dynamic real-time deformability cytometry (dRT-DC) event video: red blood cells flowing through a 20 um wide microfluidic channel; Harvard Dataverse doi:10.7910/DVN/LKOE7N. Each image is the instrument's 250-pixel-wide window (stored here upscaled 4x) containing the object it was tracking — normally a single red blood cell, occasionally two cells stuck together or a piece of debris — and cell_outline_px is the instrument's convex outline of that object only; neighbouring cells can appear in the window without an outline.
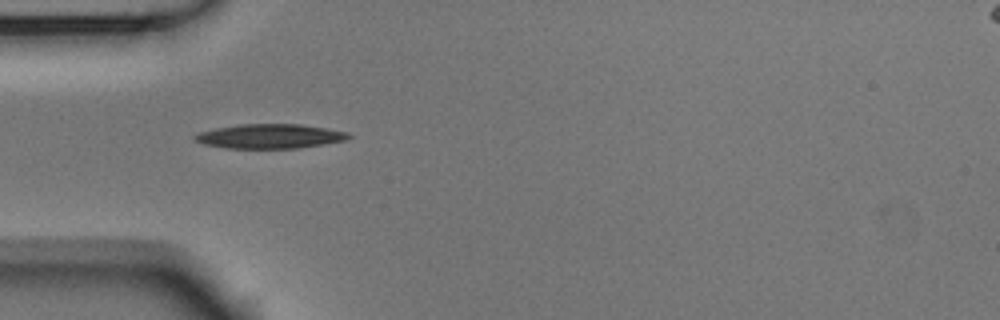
{"species": "Egyptian fruit bat (a non-hibernating species)", "species_latin": "Rousettus aegyptiacus", "temperature_condition": "room temperature", "stored_images_in_passage": 11, "camera_frame_rate_fps": 3000, "um_per_image_px": 0.085, "animal": {"sex": "male"}, "frame": {"image": 1, "passage_image": 1, "time_ms": 0.0, "image_size_px": [1000, 320], "cell_outline_px": [[352, 136], [344, 140], [300, 148], [224, 148], [204, 144], [192, 140], [192, 136], [200, 132], [216, 128], [240, 124], [300, 124], [324, 128], [344, 132]], "centroid_in_image_um": [22.85, 11.58], "position_along_channel_um": 62.1, "area_um2": 21.68}}
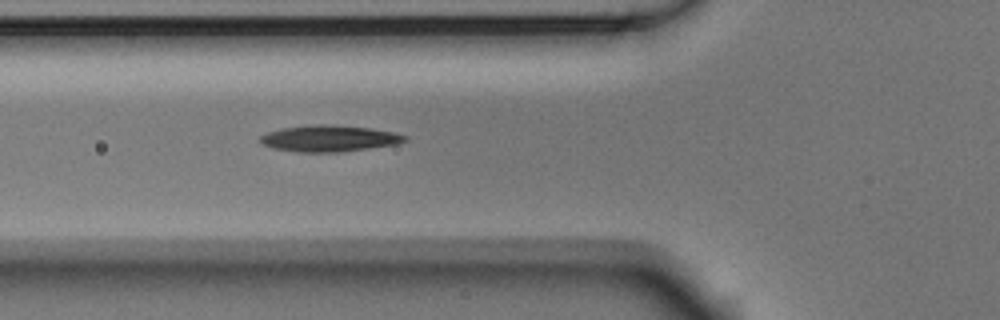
{"frame": {"image": 2, "passage_image": 4, "time_ms": 1.0, "image_size_px": [1000, 320], "cell_outline_px": [[408, 140], [396, 144], [340, 152], [296, 152], [272, 148], [260, 144], [256, 140], [260, 136], [268, 132], [284, 128], [316, 124], [320, 124], [372, 128], [392, 132], [408, 136]], "centroid_in_image_um": [27.93, 11.78], "position_along_channel_um": 97.9, "area_um2": 22.2}}
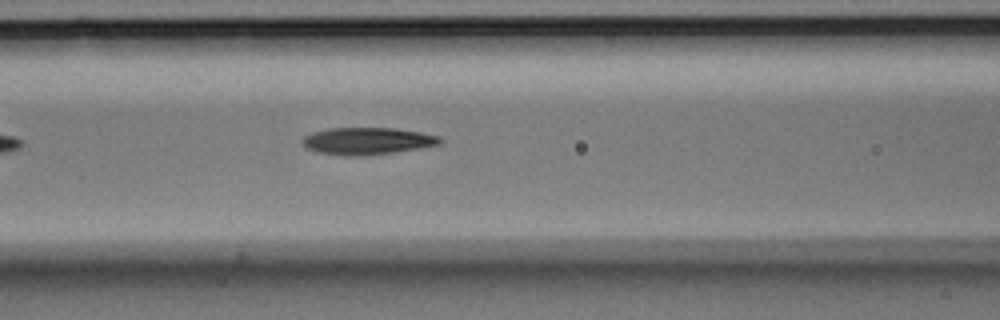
{"frame": {"image": 3, "passage_image": 7, "time_ms": 2.0, "image_size_px": [1000, 320], "cell_outline_px": [[444, 140], [440, 144], [420, 148], [364, 156], [344, 156], [316, 152], [308, 148], [300, 140], [304, 136], [328, 128], [396, 128], [420, 132], [440, 136]], "centroid_in_image_um": [31.24, 11.99], "position_along_channel_um": 135.4, "area_um2": 21.73}}